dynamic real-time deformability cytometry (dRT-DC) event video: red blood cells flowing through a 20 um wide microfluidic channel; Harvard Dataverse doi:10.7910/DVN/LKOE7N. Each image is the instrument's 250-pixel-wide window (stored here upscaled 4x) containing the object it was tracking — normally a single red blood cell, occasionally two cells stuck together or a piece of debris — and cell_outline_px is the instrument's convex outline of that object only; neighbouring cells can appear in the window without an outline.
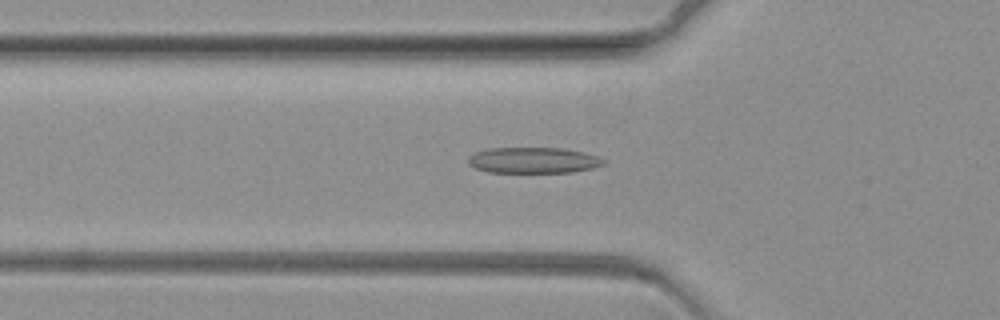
{"species": "common noctule bat (a hibernating species)", "species_latin": "Nyctalus noctula", "temperature_condition": "warm", "stored_images_in_passage": 53, "camera_frame_rate_fps": 3000, "um_per_image_px": 0.085, "animal": {"sex": "female", "body_mass_g": 19.3, "forearm_length_mm": 54.1}, "frame": {"image": 1, "passage_image": 13, "time_ms": 4.0, "image_size_px": [1000, 320], "cell_outline_px": [[608, 160], [604, 164], [592, 168], [572, 172], [488, 172], [476, 168], [468, 164], [468, 156], [476, 152], [488, 148], [564, 148], [600, 156]], "centroid_in_image_um": [45.36, 13.62], "position_along_channel_um": 80.4, "area_um2": 20.52}}
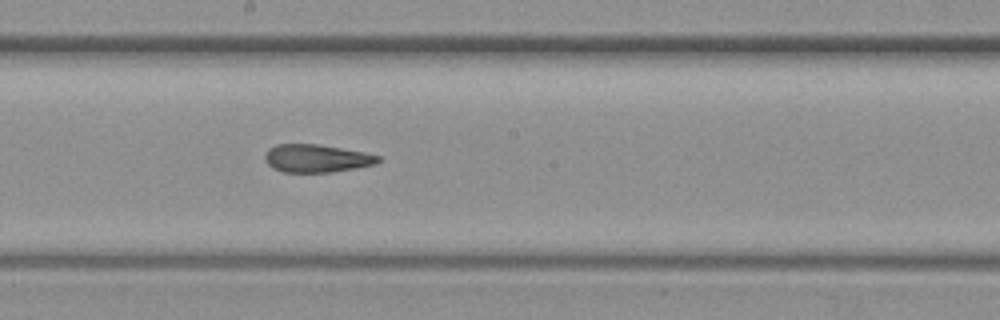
{"frame": {"image": 2, "passage_image": 27, "time_ms": 8.667, "image_size_px": [1000, 320], "cell_outline_px": [[380, 160], [376, 164], [356, 168], [332, 172], [284, 172], [272, 168], [264, 160], [264, 156], [268, 148], [276, 144], [316, 144], [364, 152], [380, 156]], "centroid_in_image_um": [26.88, 13.46], "position_along_channel_um": 221.3, "area_um2": 18.44}}
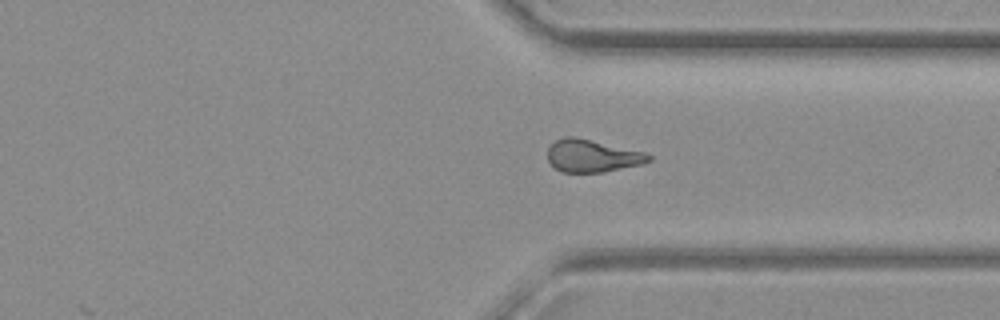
{"frame": {"image": 3, "passage_image": 41, "time_ms": 13.333, "image_size_px": [1000, 320], "cell_outline_px": [[652, 160], [640, 164], [604, 172], [560, 172], [548, 160], [548, 148], [556, 140], [564, 136], [572, 136], [644, 152], [652, 156]], "centroid_in_image_um": [50.32, 13.25], "position_along_channel_um": 361.1, "area_um2": 18.84}}